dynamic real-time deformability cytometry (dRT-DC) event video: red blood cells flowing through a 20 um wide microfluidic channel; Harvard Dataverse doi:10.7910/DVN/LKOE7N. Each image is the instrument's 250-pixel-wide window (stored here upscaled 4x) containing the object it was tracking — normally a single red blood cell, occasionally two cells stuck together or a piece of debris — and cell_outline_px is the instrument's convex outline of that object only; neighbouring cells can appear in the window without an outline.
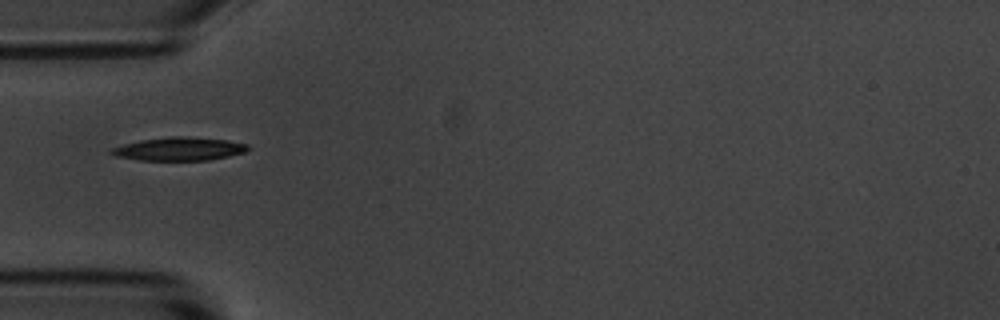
{"species": "common noctule bat (a hibernating species)", "species_latin": "Nyctalus noctula", "temperature_condition": "room temperature", "stored_images_in_passage": 39, "camera_frame_rate_fps": 3000, "um_per_image_px": 0.085, "animal": {"sex": "male", "body_mass_g": 20.1, "forearm_length_mm": 53.5}, "frame": {"image": 1, "passage_image": 1, "time_ms": 0.0, "image_size_px": [1000, 320], "cell_outline_px": [[252, 148], [244, 152], [228, 156], [208, 160], [140, 160], [116, 156], [108, 152], [112, 148], [124, 144], [140, 140], [168, 136], [180, 136], [228, 140], [248, 144]], "centroid_in_image_um": [15.24, 12.65], "position_along_channel_um": 69.8, "area_um2": 18.5}}
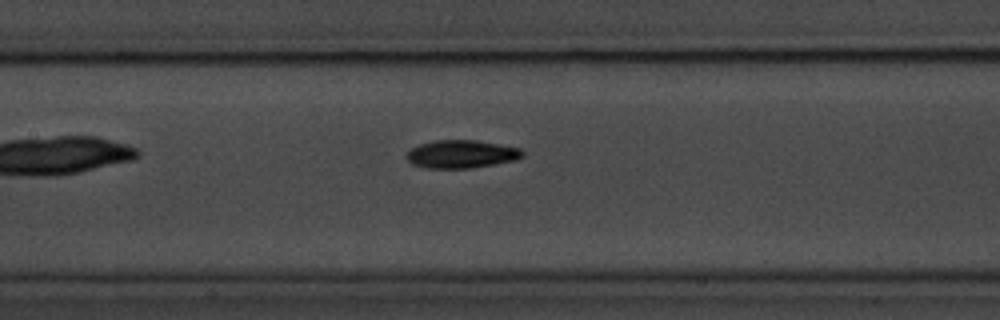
{"frame": {"image": 2, "passage_image": 9, "time_ms": 2.667, "image_size_px": [1000, 320], "cell_outline_px": [[524, 156], [516, 160], [472, 168], [424, 168], [412, 164], [408, 160], [408, 152], [412, 148], [420, 144], [436, 140], [476, 140], [500, 144], [520, 148], [524, 152]], "centroid_in_image_um": [39.25, 13.1], "position_along_channel_um": 168.1, "area_um2": 18.9}}
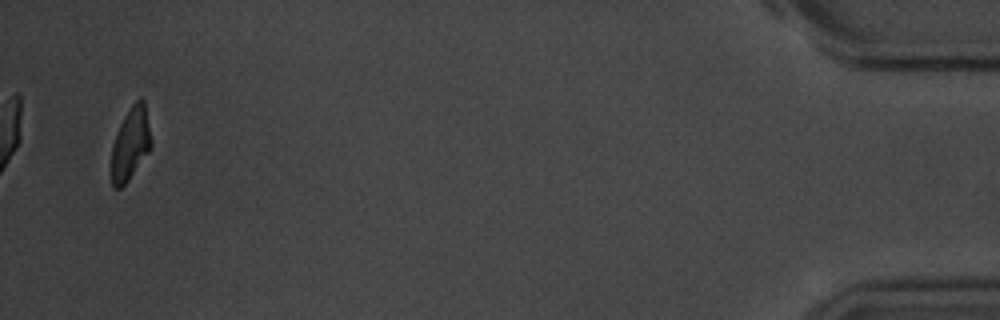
{"frame": {"image": 3, "passage_image": 37, "time_ms": 12.0, "image_size_px": [1000, 320], "cell_outline_px": [[152, 144], [148, 152], [128, 180], [120, 188], [112, 188], [112, 144], [120, 124], [124, 116], [132, 104], [140, 96], [144, 100], [152, 140]], "centroid_in_image_um": [11.1, 12.18], "position_along_channel_um": 424.1, "area_um2": 16.65}, "authors_computed_cell_mechanics": {"area_um2": 18.3226, "velocity_mm_per_s": 3.6554, "shape_relaxation_time_tau1_ms": 2.6974, "shape_relaxation_time_tau2_ms": 3.6217, "deformation_change_tau1": 0.1328, "deformation_change_tau2": 0.0813}}